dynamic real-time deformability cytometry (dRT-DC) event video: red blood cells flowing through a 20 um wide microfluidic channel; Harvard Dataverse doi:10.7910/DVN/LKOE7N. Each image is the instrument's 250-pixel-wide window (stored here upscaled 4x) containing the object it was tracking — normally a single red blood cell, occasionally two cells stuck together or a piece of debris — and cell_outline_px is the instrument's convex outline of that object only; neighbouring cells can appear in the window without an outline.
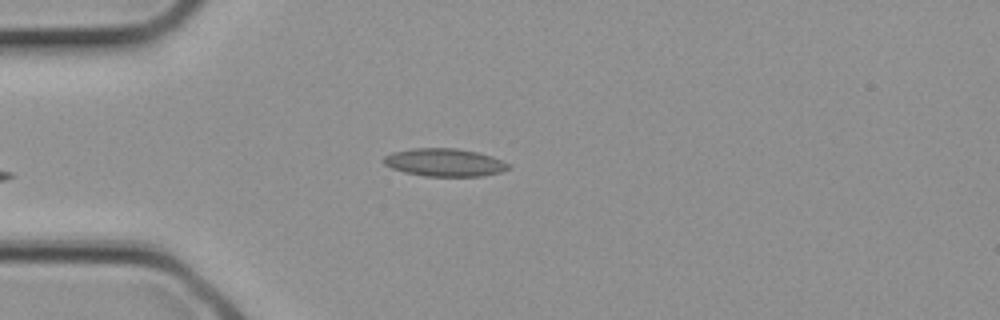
{"species": "common noctule bat (a hibernating species)", "species_latin": "Nyctalus noctula", "temperature_condition": "cold", "stored_images_in_passage": 2, "camera_frame_rate_fps": 3000, "um_per_image_px": 0.085, "animal": {"sex": "female", "body_mass_g": 21.9}, "frame": {"image": 1, "passage_image": 2, "time_ms": 0.333, "image_size_px": [1000, 320], "cell_outline_px": [[512, 168], [500, 172], [484, 176], [424, 176], [404, 172], [392, 168], [384, 164], [380, 160], [384, 156], [392, 152], [412, 148], [456, 148], [476, 152], [492, 156], [512, 164]], "centroid_in_image_um": [37.79, 13.81], "position_along_channel_um": 47.2, "area_um2": 20.52}}